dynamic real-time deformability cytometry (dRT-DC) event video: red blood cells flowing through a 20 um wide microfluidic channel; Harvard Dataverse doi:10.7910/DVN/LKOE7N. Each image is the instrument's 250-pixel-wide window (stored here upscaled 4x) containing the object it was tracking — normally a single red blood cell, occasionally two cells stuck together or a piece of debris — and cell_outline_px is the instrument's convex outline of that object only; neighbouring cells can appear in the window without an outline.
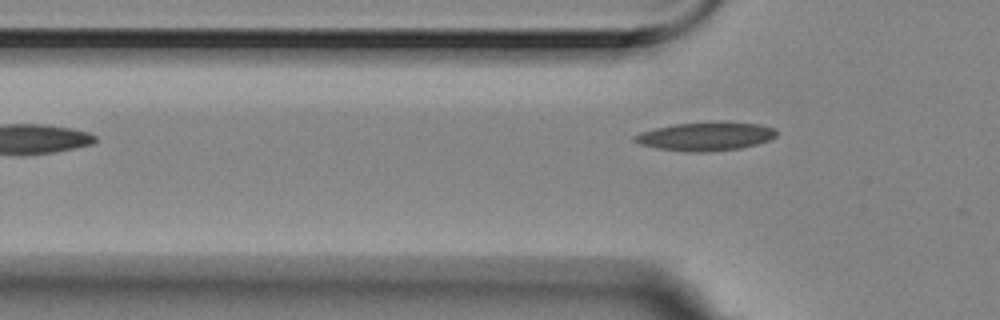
{"species": "Egyptian fruit bat (a non-hibernating species)", "species_latin": "Rousettus aegyptiacus", "temperature_condition": "room temperature", "stored_images_in_passage": 3, "camera_frame_rate_fps": 3000, "um_per_image_px": 0.085, "animal": {"sex": "female"}, "frame": {"image": 1, "passage_image": 3, "time_ms": 0.667, "image_size_px": [1000, 320], "cell_outline_px": [[776, 136], [768, 140], [756, 144], [740, 148], [708, 152], [688, 152], [656, 148], [640, 144], [632, 140], [632, 136], [640, 132], [672, 124], [720, 120], [760, 124], [776, 128]], "centroid_in_image_um": [59.97, 11.57], "position_along_channel_um": 65.8, "area_um2": 24.1}}